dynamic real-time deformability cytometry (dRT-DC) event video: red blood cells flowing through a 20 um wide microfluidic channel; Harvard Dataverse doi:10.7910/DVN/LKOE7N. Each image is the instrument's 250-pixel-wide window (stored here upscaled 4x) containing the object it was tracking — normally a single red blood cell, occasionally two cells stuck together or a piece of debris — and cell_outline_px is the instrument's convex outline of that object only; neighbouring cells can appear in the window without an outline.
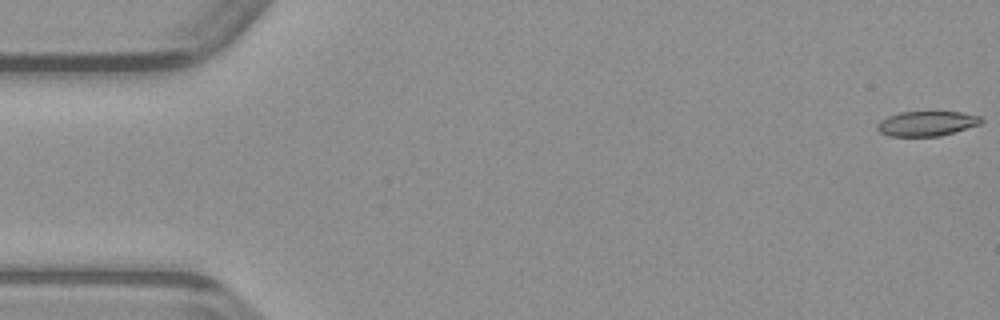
{"species": "common noctule bat (a hibernating species)", "species_latin": "Nyctalus noctula", "temperature_condition": "warm", "stored_images_in_passage": 49, "camera_frame_rate_fps": 3000, "um_per_image_px": 0.085, "animal": {"sex": "male", "body_mass_g": 23.1, "forearm_length_mm": 52.7}, "frame": {"image": 1, "passage_image": 1, "time_ms": 0.0, "image_size_px": [1000, 320], "cell_outline_px": [[984, 120], [980, 124], [940, 136], [888, 136], [880, 132], [876, 128], [876, 124], [880, 120], [888, 116], [900, 112], [960, 112], [980, 116]], "centroid_in_image_um": [78.74, 10.5], "position_along_channel_um": 6.3, "area_um2": 15.03}}
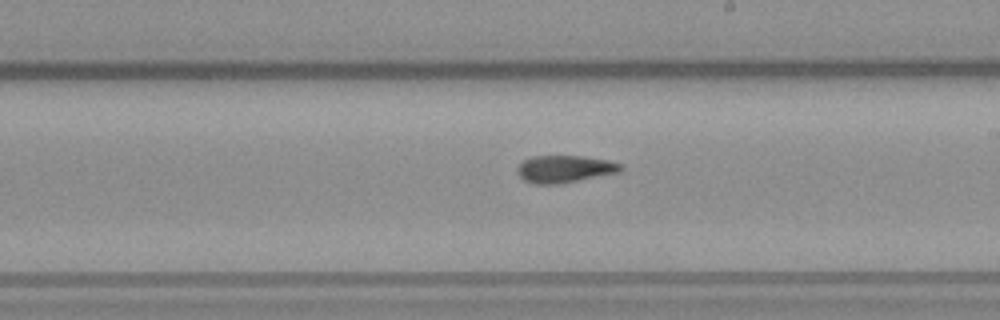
{"frame": {"image": 2, "passage_image": 28, "time_ms": 9.0, "image_size_px": [1000, 320], "cell_outline_px": [[624, 168], [620, 172], [560, 184], [532, 184], [524, 180], [516, 172], [516, 168], [524, 160], [532, 156], [584, 156], [608, 160], [624, 164]], "centroid_in_image_um": [48.02, 14.36], "position_along_channel_um": 241.0, "area_um2": 16.65}}
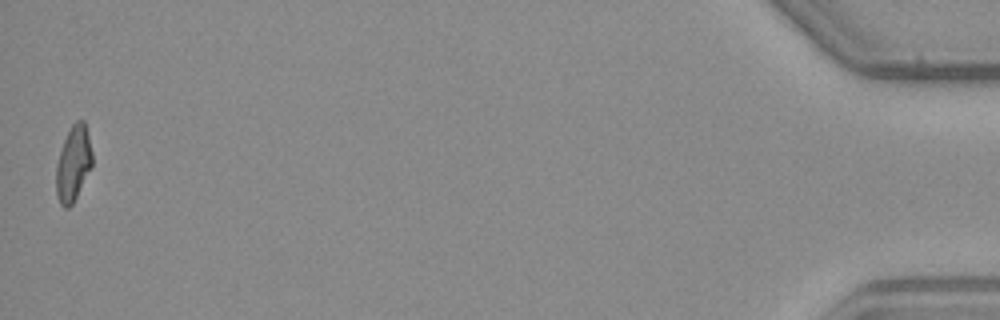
{"frame": {"image": 3, "passage_image": 49, "time_ms": 16.0, "image_size_px": [1000, 320], "cell_outline_px": [[92, 168], [72, 204], [68, 208], [64, 208], [60, 204], [56, 192], [56, 164], [64, 140], [72, 124], [76, 120], [84, 120], [92, 152]], "centroid_in_image_um": [6.23, 13.92], "position_along_channel_um": 429.0, "area_um2": 15.78}}